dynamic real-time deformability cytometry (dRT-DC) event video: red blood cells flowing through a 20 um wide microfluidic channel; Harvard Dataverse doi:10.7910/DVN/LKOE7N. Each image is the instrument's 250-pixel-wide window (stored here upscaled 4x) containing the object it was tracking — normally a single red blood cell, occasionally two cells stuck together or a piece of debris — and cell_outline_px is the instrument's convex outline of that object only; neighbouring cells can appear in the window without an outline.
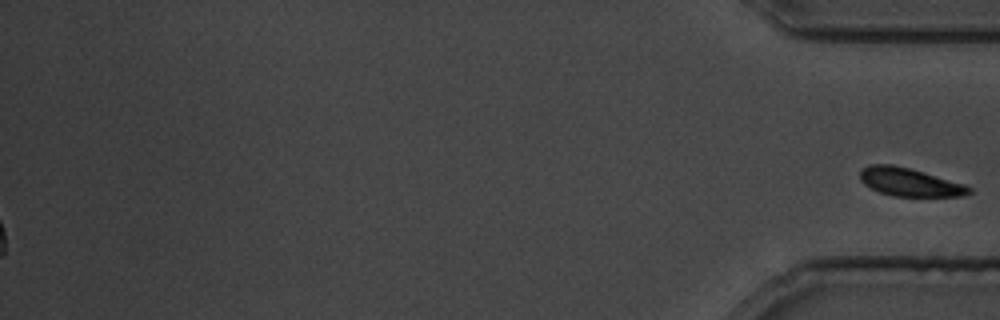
{"species": "common noctule bat (a hibernating species)", "species_latin": "Nyctalus noctula", "temperature_condition": "cold", "stored_images_in_passage": 26, "segment_of_instrument_passage": [2, 2], "camera_frame_rate_fps": 3000, "um_per_image_px": 0.085, "animal": {"sex": "male", "body_mass_g": 19.5, "forearm_length_mm": 54.6}, "frame": {"image": 1, "passage_image": 26, "time_ms": 31.333, "image_size_px": [1000, 320], "cell_outline_px": [[972, 192], [964, 196], [892, 196], [880, 192], [864, 184], [860, 180], [860, 172], [868, 164], [892, 164], [908, 168], [964, 184], [972, 188]], "centroid_in_image_um": [77.31, 15.48], "position_along_channel_um": 357.9, "area_um2": 17.69}}